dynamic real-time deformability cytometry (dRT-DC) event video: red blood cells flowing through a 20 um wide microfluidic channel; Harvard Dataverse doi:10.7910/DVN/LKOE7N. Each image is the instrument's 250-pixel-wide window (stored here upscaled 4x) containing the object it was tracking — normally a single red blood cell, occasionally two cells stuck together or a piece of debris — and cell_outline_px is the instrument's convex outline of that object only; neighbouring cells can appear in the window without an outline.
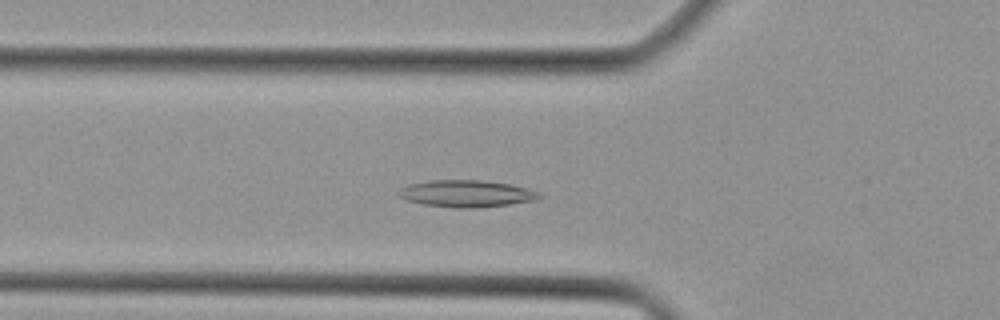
{"species": "Egyptian fruit bat (a non-hibernating species)", "species_latin": "Rousettus aegyptiacus", "temperature_condition": "cold", "stored_images_in_passage": 41, "segment_of_instrument_passage": [1, 2], "camera_frame_rate_fps": 3000, "um_per_image_px": 0.085, "animal": {"sex": "female"}, "frame": {"image": 1, "passage_image": 11, "time_ms": 3.333, "image_size_px": [1000, 320], "cell_outline_px": [[540, 196], [536, 200], [508, 204], [476, 208], [456, 208], [424, 204], [408, 200], [400, 196], [396, 192], [400, 188], [408, 184], [432, 180], [484, 180], [512, 184], [528, 188], [536, 192]], "centroid_in_image_um": [39.63, 16.44], "position_along_channel_um": 86.2, "area_um2": 21.96}}
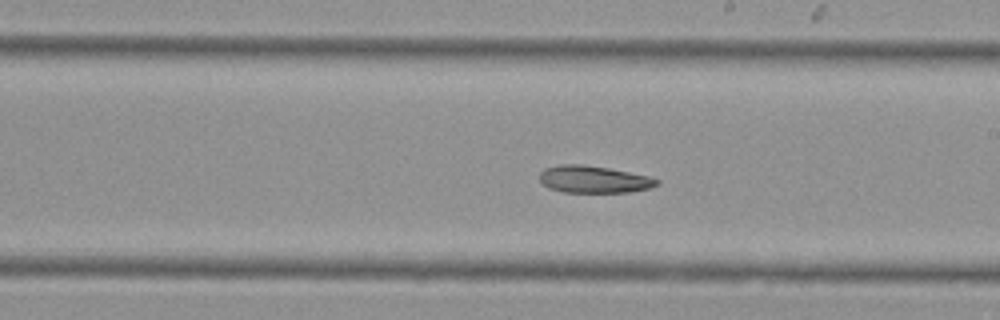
{"frame": {"image": 2, "passage_image": 21, "time_ms": 6.667, "image_size_px": [1000, 320], "cell_outline_px": [[660, 184], [648, 188], [628, 192], [564, 192], [548, 188], [540, 180], [540, 172], [544, 168], [560, 164], [584, 164], [608, 168], [648, 176], [660, 180]], "centroid_in_image_um": [50.45, 15.24], "position_along_channel_um": 238.6, "area_um2": 18.5}}
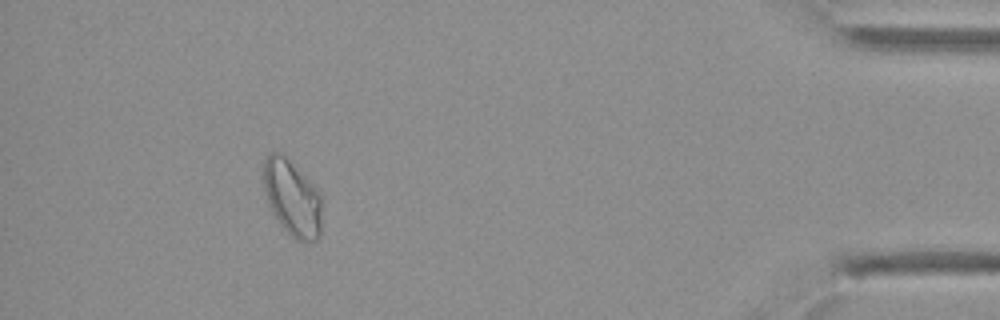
{"frame": {"image": 3, "passage_image": 36, "time_ms": 11.667, "image_size_px": [1000, 320], "cell_outline_px": [[320, 236], [316, 240], [308, 244], [296, 240], [280, 224], [272, 212], [268, 204], [264, 188], [264, 160], [272, 152], [280, 152], [316, 188], [320, 196]], "centroid_in_image_um": [24.83, 16.88], "position_along_channel_um": 410.4, "area_um2": 25.37}}